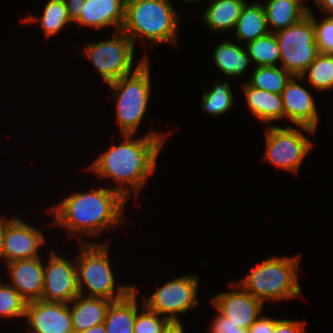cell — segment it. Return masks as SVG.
Segmentation results:
<instances>
[{
  "instance_id": "4fadbf2b",
  "label": "cell",
  "mask_w": 333,
  "mask_h": 333,
  "mask_svg": "<svg viewBox=\"0 0 333 333\" xmlns=\"http://www.w3.org/2000/svg\"><path fill=\"white\" fill-rule=\"evenodd\" d=\"M238 289L218 294L212 298L213 306L231 319L237 328L248 330L263 312L264 303L245 291L239 284Z\"/></svg>"
},
{
  "instance_id": "d4e9b609",
  "label": "cell",
  "mask_w": 333,
  "mask_h": 333,
  "mask_svg": "<svg viewBox=\"0 0 333 333\" xmlns=\"http://www.w3.org/2000/svg\"><path fill=\"white\" fill-rule=\"evenodd\" d=\"M25 22L39 21L40 27L44 30L46 38L57 34L67 24L71 25L72 21L69 17L66 2L48 1L43 14L37 18L29 16L24 19Z\"/></svg>"
},
{
  "instance_id": "d6a6232c",
  "label": "cell",
  "mask_w": 333,
  "mask_h": 333,
  "mask_svg": "<svg viewBox=\"0 0 333 333\" xmlns=\"http://www.w3.org/2000/svg\"><path fill=\"white\" fill-rule=\"evenodd\" d=\"M218 315L212 320L210 333H248L247 330L237 328L231 319L223 315L218 309Z\"/></svg>"
},
{
  "instance_id": "74e56055",
  "label": "cell",
  "mask_w": 333,
  "mask_h": 333,
  "mask_svg": "<svg viewBox=\"0 0 333 333\" xmlns=\"http://www.w3.org/2000/svg\"><path fill=\"white\" fill-rule=\"evenodd\" d=\"M317 8L322 11L323 14L331 13L329 16H333V0H315Z\"/></svg>"
},
{
  "instance_id": "f35d334b",
  "label": "cell",
  "mask_w": 333,
  "mask_h": 333,
  "mask_svg": "<svg viewBox=\"0 0 333 333\" xmlns=\"http://www.w3.org/2000/svg\"><path fill=\"white\" fill-rule=\"evenodd\" d=\"M13 218L14 217L4 220L3 218L0 217V247L2 244V239H3L4 233H5L6 227L8 226V224L11 222V220Z\"/></svg>"
},
{
  "instance_id": "5bb4252c",
  "label": "cell",
  "mask_w": 333,
  "mask_h": 333,
  "mask_svg": "<svg viewBox=\"0 0 333 333\" xmlns=\"http://www.w3.org/2000/svg\"><path fill=\"white\" fill-rule=\"evenodd\" d=\"M25 317L29 333H74L69 303L37 300L28 302Z\"/></svg>"
},
{
  "instance_id": "603a6c76",
  "label": "cell",
  "mask_w": 333,
  "mask_h": 333,
  "mask_svg": "<svg viewBox=\"0 0 333 333\" xmlns=\"http://www.w3.org/2000/svg\"><path fill=\"white\" fill-rule=\"evenodd\" d=\"M245 3L246 0H214L204 12V22L215 31L235 29Z\"/></svg>"
},
{
  "instance_id": "e575fe53",
  "label": "cell",
  "mask_w": 333,
  "mask_h": 333,
  "mask_svg": "<svg viewBox=\"0 0 333 333\" xmlns=\"http://www.w3.org/2000/svg\"><path fill=\"white\" fill-rule=\"evenodd\" d=\"M305 325L289 319H277L274 333H306Z\"/></svg>"
},
{
  "instance_id": "4316f807",
  "label": "cell",
  "mask_w": 333,
  "mask_h": 333,
  "mask_svg": "<svg viewBox=\"0 0 333 333\" xmlns=\"http://www.w3.org/2000/svg\"><path fill=\"white\" fill-rule=\"evenodd\" d=\"M246 50L251 62L254 61L257 66H277L280 61L281 52L274 32L247 43Z\"/></svg>"
},
{
  "instance_id": "30bf717a",
  "label": "cell",
  "mask_w": 333,
  "mask_h": 333,
  "mask_svg": "<svg viewBox=\"0 0 333 333\" xmlns=\"http://www.w3.org/2000/svg\"><path fill=\"white\" fill-rule=\"evenodd\" d=\"M265 136V159L274 167L297 174L313 143L298 129L289 126H269Z\"/></svg>"
},
{
  "instance_id": "1f68e13d",
  "label": "cell",
  "mask_w": 333,
  "mask_h": 333,
  "mask_svg": "<svg viewBox=\"0 0 333 333\" xmlns=\"http://www.w3.org/2000/svg\"><path fill=\"white\" fill-rule=\"evenodd\" d=\"M315 39L320 53L333 54V16H326L318 23L313 16Z\"/></svg>"
},
{
  "instance_id": "44dd1931",
  "label": "cell",
  "mask_w": 333,
  "mask_h": 333,
  "mask_svg": "<svg viewBox=\"0 0 333 333\" xmlns=\"http://www.w3.org/2000/svg\"><path fill=\"white\" fill-rule=\"evenodd\" d=\"M263 6L268 30L274 33L298 22L308 13V10L297 0H267Z\"/></svg>"
},
{
  "instance_id": "ba28073f",
  "label": "cell",
  "mask_w": 333,
  "mask_h": 333,
  "mask_svg": "<svg viewBox=\"0 0 333 333\" xmlns=\"http://www.w3.org/2000/svg\"><path fill=\"white\" fill-rule=\"evenodd\" d=\"M312 13L310 9L298 22L274 33L279 43L282 67L292 76H301L320 53Z\"/></svg>"
},
{
  "instance_id": "9c48e42d",
  "label": "cell",
  "mask_w": 333,
  "mask_h": 333,
  "mask_svg": "<svg viewBox=\"0 0 333 333\" xmlns=\"http://www.w3.org/2000/svg\"><path fill=\"white\" fill-rule=\"evenodd\" d=\"M198 278L189 274L168 280L148 298L145 296L143 303L169 321H180L177 314L185 313L199 303Z\"/></svg>"
},
{
  "instance_id": "83f0119b",
  "label": "cell",
  "mask_w": 333,
  "mask_h": 333,
  "mask_svg": "<svg viewBox=\"0 0 333 333\" xmlns=\"http://www.w3.org/2000/svg\"><path fill=\"white\" fill-rule=\"evenodd\" d=\"M308 77L310 85L318 90L333 88V54L319 53L315 60L306 68L296 80Z\"/></svg>"
},
{
  "instance_id": "52a82bcc",
  "label": "cell",
  "mask_w": 333,
  "mask_h": 333,
  "mask_svg": "<svg viewBox=\"0 0 333 333\" xmlns=\"http://www.w3.org/2000/svg\"><path fill=\"white\" fill-rule=\"evenodd\" d=\"M82 51L83 56L92 62L101 78L109 84L135 71L146 59V55L133 70L135 46L122 30L116 31L113 38L89 43Z\"/></svg>"
},
{
  "instance_id": "f546056e",
  "label": "cell",
  "mask_w": 333,
  "mask_h": 333,
  "mask_svg": "<svg viewBox=\"0 0 333 333\" xmlns=\"http://www.w3.org/2000/svg\"><path fill=\"white\" fill-rule=\"evenodd\" d=\"M27 302L9 283L0 281V316L4 318L25 317Z\"/></svg>"
},
{
  "instance_id": "60d3db41",
  "label": "cell",
  "mask_w": 333,
  "mask_h": 333,
  "mask_svg": "<svg viewBox=\"0 0 333 333\" xmlns=\"http://www.w3.org/2000/svg\"><path fill=\"white\" fill-rule=\"evenodd\" d=\"M183 3H195V2H198V1H202V0H182Z\"/></svg>"
},
{
  "instance_id": "836d02e7",
  "label": "cell",
  "mask_w": 333,
  "mask_h": 333,
  "mask_svg": "<svg viewBox=\"0 0 333 333\" xmlns=\"http://www.w3.org/2000/svg\"><path fill=\"white\" fill-rule=\"evenodd\" d=\"M277 320L260 315L247 330L248 333H274Z\"/></svg>"
},
{
  "instance_id": "3957f363",
  "label": "cell",
  "mask_w": 333,
  "mask_h": 333,
  "mask_svg": "<svg viewBox=\"0 0 333 333\" xmlns=\"http://www.w3.org/2000/svg\"><path fill=\"white\" fill-rule=\"evenodd\" d=\"M171 0H126L122 31L133 41L142 36L153 44L178 42L180 16Z\"/></svg>"
},
{
  "instance_id": "d590c367",
  "label": "cell",
  "mask_w": 333,
  "mask_h": 333,
  "mask_svg": "<svg viewBox=\"0 0 333 333\" xmlns=\"http://www.w3.org/2000/svg\"><path fill=\"white\" fill-rule=\"evenodd\" d=\"M83 3L84 0H66L68 14L73 24L80 19V7Z\"/></svg>"
},
{
  "instance_id": "7c38bea8",
  "label": "cell",
  "mask_w": 333,
  "mask_h": 333,
  "mask_svg": "<svg viewBox=\"0 0 333 333\" xmlns=\"http://www.w3.org/2000/svg\"><path fill=\"white\" fill-rule=\"evenodd\" d=\"M44 234L20 218L14 217L6 227L0 247V259L15 260L40 257L38 249L44 244Z\"/></svg>"
},
{
  "instance_id": "5b68a950",
  "label": "cell",
  "mask_w": 333,
  "mask_h": 333,
  "mask_svg": "<svg viewBox=\"0 0 333 333\" xmlns=\"http://www.w3.org/2000/svg\"><path fill=\"white\" fill-rule=\"evenodd\" d=\"M80 248L78 257L75 259L80 295L84 296V289L87 288L89 294L86 297L117 301L125 298L134 289L135 286L120 285L115 291V279L106 242L98 244L84 241Z\"/></svg>"
},
{
  "instance_id": "ac0fdd59",
  "label": "cell",
  "mask_w": 333,
  "mask_h": 333,
  "mask_svg": "<svg viewBox=\"0 0 333 333\" xmlns=\"http://www.w3.org/2000/svg\"><path fill=\"white\" fill-rule=\"evenodd\" d=\"M112 302L104 298L86 297L79 294L69 303L73 332L81 333L88 328L104 323Z\"/></svg>"
},
{
  "instance_id": "8d00e7d4",
  "label": "cell",
  "mask_w": 333,
  "mask_h": 333,
  "mask_svg": "<svg viewBox=\"0 0 333 333\" xmlns=\"http://www.w3.org/2000/svg\"><path fill=\"white\" fill-rule=\"evenodd\" d=\"M181 321H169L162 329L161 333H184Z\"/></svg>"
},
{
  "instance_id": "2e32d148",
  "label": "cell",
  "mask_w": 333,
  "mask_h": 333,
  "mask_svg": "<svg viewBox=\"0 0 333 333\" xmlns=\"http://www.w3.org/2000/svg\"><path fill=\"white\" fill-rule=\"evenodd\" d=\"M10 271V285L28 303L42 300L44 287V265L40 257L15 260L7 263Z\"/></svg>"
},
{
  "instance_id": "8fae6325",
  "label": "cell",
  "mask_w": 333,
  "mask_h": 333,
  "mask_svg": "<svg viewBox=\"0 0 333 333\" xmlns=\"http://www.w3.org/2000/svg\"><path fill=\"white\" fill-rule=\"evenodd\" d=\"M43 281L44 301L70 303L79 295L76 265L52 250L44 266Z\"/></svg>"
},
{
  "instance_id": "8992f818",
  "label": "cell",
  "mask_w": 333,
  "mask_h": 333,
  "mask_svg": "<svg viewBox=\"0 0 333 333\" xmlns=\"http://www.w3.org/2000/svg\"><path fill=\"white\" fill-rule=\"evenodd\" d=\"M149 60L135 71L107 84L116 101V116L122 135H134L147 110L151 90Z\"/></svg>"
},
{
  "instance_id": "d6986e66",
  "label": "cell",
  "mask_w": 333,
  "mask_h": 333,
  "mask_svg": "<svg viewBox=\"0 0 333 333\" xmlns=\"http://www.w3.org/2000/svg\"><path fill=\"white\" fill-rule=\"evenodd\" d=\"M247 105L254 117L265 122L284 119V107L281 94L260 90L249 86H243Z\"/></svg>"
},
{
  "instance_id": "484cf974",
  "label": "cell",
  "mask_w": 333,
  "mask_h": 333,
  "mask_svg": "<svg viewBox=\"0 0 333 333\" xmlns=\"http://www.w3.org/2000/svg\"><path fill=\"white\" fill-rule=\"evenodd\" d=\"M291 77L283 67L257 66L247 84L260 90L281 94Z\"/></svg>"
},
{
  "instance_id": "ab89813d",
  "label": "cell",
  "mask_w": 333,
  "mask_h": 333,
  "mask_svg": "<svg viewBox=\"0 0 333 333\" xmlns=\"http://www.w3.org/2000/svg\"><path fill=\"white\" fill-rule=\"evenodd\" d=\"M81 333H106L105 324L102 323V324L95 325Z\"/></svg>"
},
{
  "instance_id": "4dcf8cb0",
  "label": "cell",
  "mask_w": 333,
  "mask_h": 333,
  "mask_svg": "<svg viewBox=\"0 0 333 333\" xmlns=\"http://www.w3.org/2000/svg\"><path fill=\"white\" fill-rule=\"evenodd\" d=\"M141 311L136 314L134 322V333H161L169 320L156 312L149 310L142 302ZM140 312V313H139Z\"/></svg>"
},
{
  "instance_id": "7bdbcfd3",
  "label": "cell",
  "mask_w": 333,
  "mask_h": 333,
  "mask_svg": "<svg viewBox=\"0 0 333 333\" xmlns=\"http://www.w3.org/2000/svg\"><path fill=\"white\" fill-rule=\"evenodd\" d=\"M49 1L66 2V0H49Z\"/></svg>"
},
{
  "instance_id": "cb8c5ba5",
  "label": "cell",
  "mask_w": 333,
  "mask_h": 333,
  "mask_svg": "<svg viewBox=\"0 0 333 333\" xmlns=\"http://www.w3.org/2000/svg\"><path fill=\"white\" fill-rule=\"evenodd\" d=\"M213 59L218 69L228 76L244 74L251 64L248 51L240 44L228 40L216 46Z\"/></svg>"
},
{
  "instance_id": "b9f144b4",
  "label": "cell",
  "mask_w": 333,
  "mask_h": 333,
  "mask_svg": "<svg viewBox=\"0 0 333 333\" xmlns=\"http://www.w3.org/2000/svg\"><path fill=\"white\" fill-rule=\"evenodd\" d=\"M298 2H300L308 11L310 10L304 3L303 0H297ZM315 1V0H314Z\"/></svg>"
},
{
  "instance_id": "7a4b0ae2",
  "label": "cell",
  "mask_w": 333,
  "mask_h": 333,
  "mask_svg": "<svg viewBox=\"0 0 333 333\" xmlns=\"http://www.w3.org/2000/svg\"><path fill=\"white\" fill-rule=\"evenodd\" d=\"M127 199L114 188H97L65 197L48 212L55 218L54 225L67 228L70 237L88 234L97 236L101 231L122 224Z\"/></svg>"
},
{
  "instance_id": "277c9868",
  "label": "cell",
  "mask_w": 333,
  "mask_h": 333,
  "mask_svg": "<svg viewBox=\"0 0 333 333\" xmlns=\"http://www.w3.org/2000/svg\"><path fill=\"white\" fill-rule=\"evenodd\" d=\"M299 257L267 258L252 267L250 274L237 284L263 303L296 297L301 293L297 270Z\"/></svg>"
},
{
  "instance_id": "9a60e30c",
  "label": "cell",
  "mask_w": 333,
  "mask_h": 333,
  "mask_svg": "<svg viewBox=\"0 0 333 333\" xmlns=\"http://www.w3.org/2000/svg\"><path fill=\"white\" fill-rule=\"evenodd\" d=\"M292 76L286 83L281 96L284 118H289L308 133H314L318 126V113L310 92L297 83Z\"/></svg>"
},
{
  "instance_id": "e0dca14e",
  "label": "cell",
  "mask_w": 333,
  "mask_h": 333,
  "mask_svg": "<svg viewBox=\"0 0 333 333\" xmlns=\"http://www.w3.org/2000/svg\"><path fill=\"white\" fill-rule=\"evenodd\" d=\"M126 0H84L80 9V19L75 23L79 27H113L122 29L125 20Z\"/></svg>"
},
{
  "instance_id": "7402d4cb",
  "label": "cell",
  "mask_w": 333,
  "mask_h": 333,
  "mask_svg": "<svg viewBox=\"0 0 333 333\" xmlns=\"http://www.w3.org/2000/svg\"><path fill=\"white\" fill-rule=\"evenodd\" d=\"M237 38L249 43L269 33L262 3L244 4L235 26Z\"/></svg>"
},
{
  "instance_id": "f1b7e54d",
  "label": "cell",
  "mask_w": 333,
  "mask_h": 333,
  "mask_svg": "<svg viewBox=\"0 0 333 333\" xmlns=\"http://www.w3.org/2000/svg\"><path fill=\"white\" fill-rule=\"evenodd\" d=\"M202 101L203 111L214 116L226 113L235 104L228 82H216L211 90H204Z\"/></svg>"
},
{
  "instance_id": "ffe728a7",
  "label": "cell",
  "mask_w": 333,
  "mask_h": 333,
  "mask_svg": "<svg viewBox=\"0 0 333 333\" xmlns=\"http://www.w3.org/2000/svg\"><path fill=\"white\" fill-rule=\"evenodd\" d=\"M136 287L123 299L113 301L104 321L106 333H134L138 312Z\"/></svg>"
},
{
  "instance_id": "6da1fadb",
  "label": "cell",
  "mask_w": 333,
  "mask_h": 333,
  "mask_svg": "<svg viewBox=\"0 0 333 333\" xmlns=\"http://www.w3.org/2000/svg\"><path fill=\"white\" fill-rule=\"evenodd\" d=\"M133 136L122 135L124 139L120 145H113L106 150L88 168L101 179H114L119 186L113 188L127 200L132 191L135 196L140 192L148 176L155 170L157 157L167 139L166 134L162 135L158 131L137 139Z\"/></svg>"
}]
</instances>
